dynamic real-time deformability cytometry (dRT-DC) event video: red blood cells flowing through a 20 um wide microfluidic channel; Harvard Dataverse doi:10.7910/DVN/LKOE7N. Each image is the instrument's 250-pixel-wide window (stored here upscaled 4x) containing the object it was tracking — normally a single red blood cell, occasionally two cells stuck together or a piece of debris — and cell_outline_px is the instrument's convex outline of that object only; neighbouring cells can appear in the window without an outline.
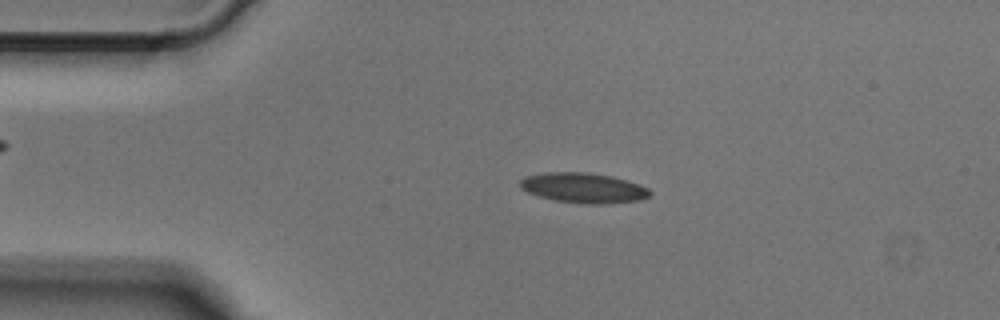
{"species": "Egyptian fruit bat (a non-hibernating species)", "species_latin": "Rousettus aegyptiacus", "temperature_condition": "cold", "stored_images_in_passage": 49, "camera_frame_rate_fps": 3000, "um_per_image_px": 0.085, "animal": {"sex": "male"}, "frame": {"image": 1, "passage_image": 9, "time_ms": 2.667, "image_size_px": [1000, 320], "cell_outline_px": [[652, 192], [648, 196], [640, 200], [608, 204], [588, 204], [556, 200], [540, 196], [528, 192], [520, 188], [520, 180], [528, 176], [548, 172], [588, 172], [612, 176], [628, 180], [640, 184], [648, 188]], "centroid_in_image_um": [49.65, 15.97], "position_along_channel_um": 35.4, "area_um2": 22.72}}
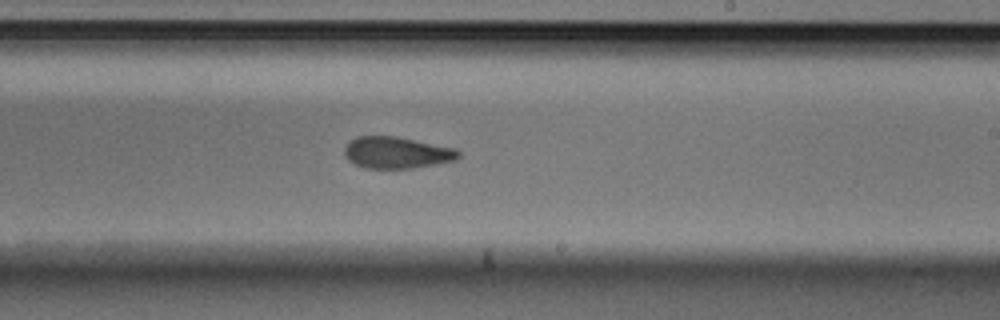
{"frame": {"image": 2, "passage_image": 28, "time_ms": 9.0, "image_size_px": [1000, 320], "cell_outline_px": [[460, 156], [456, 160], [436, 164], [412, 168], [368, 168], [356, 164], [348, 160], [344, 156], [344, 148], [348, 140], [356, 136], [396, 136], [456, 148], [460, 152]], "centroid_in_image_um": [33.71, 12.96], "position_along_channel_um": 255.3, "area_um2": 21.15}}
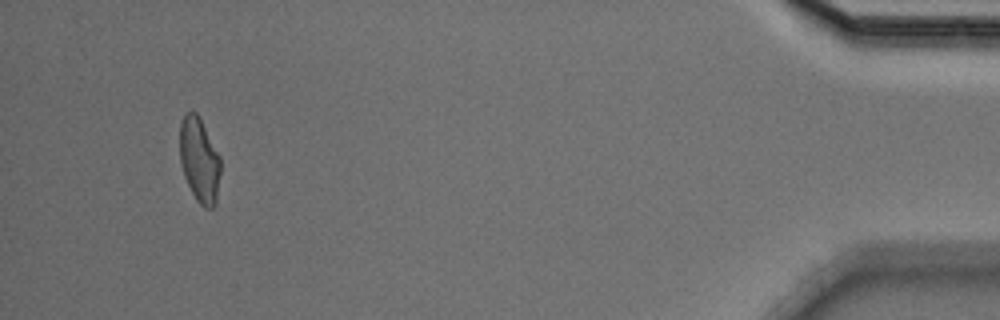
{"frame": {"image": 3, "passage_image": 46, "time_ms": 15.0, "image_size_px": [1000, 320], "cell_outline_px": [[220, 172], [216, 204], [212, 208], [204, 208], [196, 200], [184, 176], [180, 164], [180, 124], [184, 116], [188, 112], [196, 112], [220, 156]], "centroid_in_image_um": [16.95, 13.65], "position_along_channel_um": 418.3, "area_um2": 19.94}}